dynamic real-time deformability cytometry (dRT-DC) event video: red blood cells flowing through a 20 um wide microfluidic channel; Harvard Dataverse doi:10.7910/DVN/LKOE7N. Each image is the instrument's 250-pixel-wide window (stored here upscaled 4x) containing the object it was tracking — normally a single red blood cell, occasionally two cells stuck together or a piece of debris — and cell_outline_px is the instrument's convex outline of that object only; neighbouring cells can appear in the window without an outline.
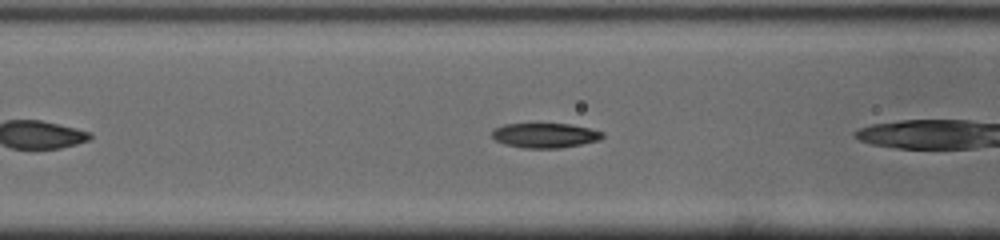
{"species": "common noctule bat (a hibernating species)", "species_latin": "Nyctalus noctula", "temperature_condition": "cold", "stored_images_in_passage": 7, "camera_frame_rate_fps": 3000, "um_per_image_px": 0.085, "animal": {"sex": "male", "body_mass_g": 19.0, "forearm_length_mm": 50.8}, "frame": {"image": 1, "passage_image": 6, "time_ms": 1.667, "image_size_px": [1000, 240], "cell_outline_px": [[604, 136], [600, 140], [560, 148], [524, 148], [504, 144], [496, 140], [492, 136], [492, 132], [496, 128], [504, 124], [568, 124], [588, 128], [604, 132]], "centroid_in_image_um": [46.33, 11.51], "position_along_channel_um": 120.3, "area_um2": 15.78}}